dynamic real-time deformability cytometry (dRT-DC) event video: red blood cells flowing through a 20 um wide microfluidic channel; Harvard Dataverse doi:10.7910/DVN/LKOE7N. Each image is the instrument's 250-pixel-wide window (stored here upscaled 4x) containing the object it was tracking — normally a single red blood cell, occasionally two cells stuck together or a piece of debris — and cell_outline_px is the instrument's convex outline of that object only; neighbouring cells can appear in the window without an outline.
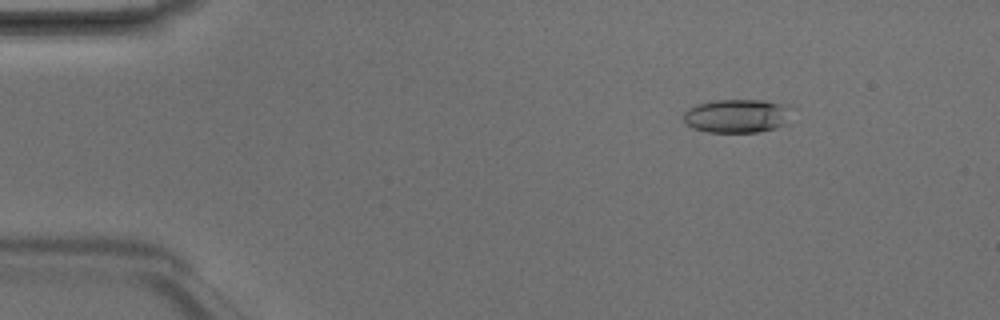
{"species": "Egyptian fruit bat (a non-hibernating species)", "species_latin": "Rousettus aegyptiacus", "temperature_condition": "room temperature", "stored_images_in_passage": 3, "camera_frame_rate_fps": 3000, "um_per_image_px": 0.085, "animal": {"sex": "male"}, "frame": {"image": 1, "passage_image": 2, "time_ms": 0.333, "image_size_px": [1000, 320], "cell_outline_px": [[796, 108], [784, 124], [760, 132], [708, 132], [692, 128], [684, 120], [684, 112], [688, 108], [696, 104], [712, 100], [764, 100], [788, 104]], "centroid_in_image_um": [62.69, 9.83], "position_along_channel_um": 22.3, "area_um2": 21.56}}